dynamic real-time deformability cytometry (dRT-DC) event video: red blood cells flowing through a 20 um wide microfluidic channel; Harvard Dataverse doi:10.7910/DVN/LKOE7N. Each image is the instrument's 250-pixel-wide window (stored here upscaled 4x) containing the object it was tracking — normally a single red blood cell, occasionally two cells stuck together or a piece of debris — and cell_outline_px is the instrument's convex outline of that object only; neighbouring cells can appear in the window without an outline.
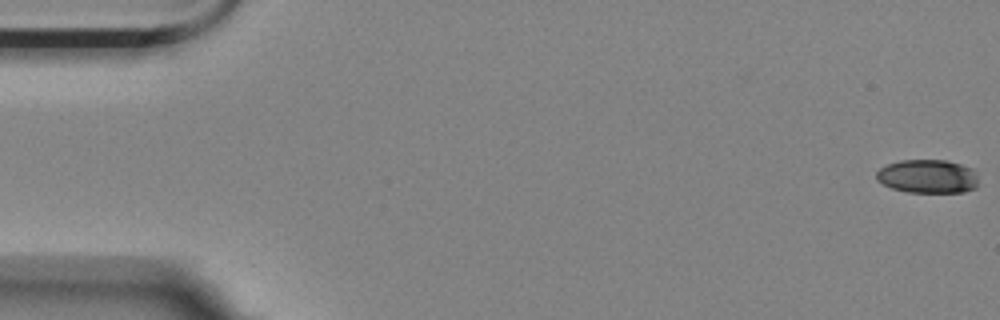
{"species": "Egyptian fruit bat (a non-hibernating species)", "species_latin": "Rousettus aegyptiacus", "temperature_condition": "room temperature", "stored_images_in_passage": 57, "camera_frame_rate_fps": 3000, "um_per_image_px": 0.085, "animal": {"sex": "female"}, "frame": {"image": 1, "passage_image": 1, "time_ms": 0.0, "image_size_px": [1000, 320], "cell_outline_px": [[976, 188], [964, 192], [908, 192], [892, 188], [876, 180], [876, 172], [880, 168], [888, 164], [900, 160], [944, 160], [960, 164], [972, 168], [976, 176]], "centroid_in_image_um": [78.83, 14.99], "position_along_channel_um": 6.2, "area_um2": 19.88}}
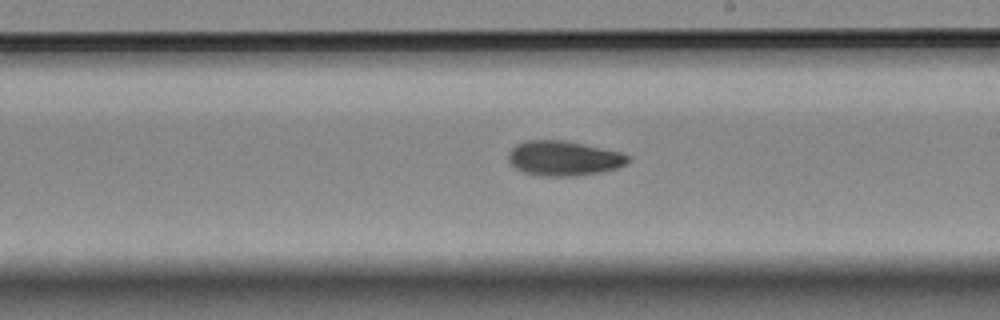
{"frame": {"image": 2, "passage_image": 33, "time_ms": 10.667, "image_size_px": [1000, 320], "cell_outline_px": [[632, 160], [628, 164], [616, 168], [600, 172], [576, 176], [540, 176], [520, 172], [508, 160], [508, 152], [516, 144], [524, 140], [564, 140], [620, 152], [632, 156]], "centroid_in_image_um": [47.92, 13.46], "position_along_channel_um": 241.1, "area_um2": 24.57}}
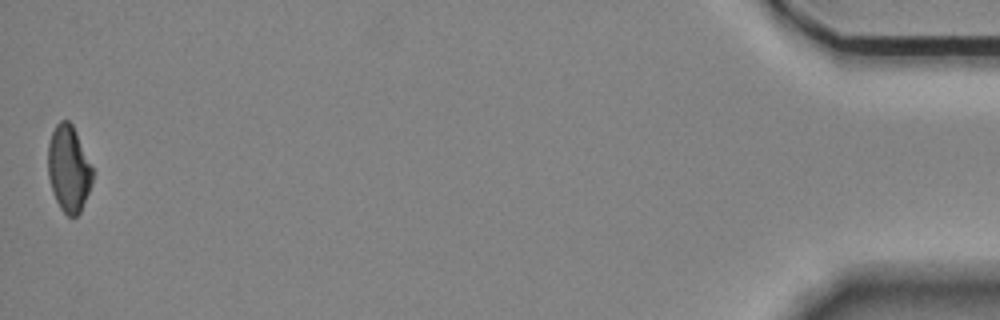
{"frame": {"image": 3, "passage_image": 57, "time_ms": 18.667, "image_size_px": [1000, 320], "cell_outline_px": [[92, 180], [88, 192], [80, 212], [76, 216], [68, 216], [60, 208], [52, 192], [48, 176], [48, 144], [52, 132], [56, 124], [60, 120], [68, 120], [72, 124], [76, 132], [92, 168]], "centroid_in_image_um": [5.81, 14.34], "position_along_channel_um": 429.4, "area_um2": 22.14}, "authors_computed_cell_mechanics": {"area_um2": 23.409, "velocity_mm_per_s": 3.524, "shape_relaxation_time_tau1_ms": 6.7162, "shape_relaxation_time_tau2_ms": 10.4924, "deformation_change_tau1": 0.1615, "deformation_change_tau2": 0.1815}}